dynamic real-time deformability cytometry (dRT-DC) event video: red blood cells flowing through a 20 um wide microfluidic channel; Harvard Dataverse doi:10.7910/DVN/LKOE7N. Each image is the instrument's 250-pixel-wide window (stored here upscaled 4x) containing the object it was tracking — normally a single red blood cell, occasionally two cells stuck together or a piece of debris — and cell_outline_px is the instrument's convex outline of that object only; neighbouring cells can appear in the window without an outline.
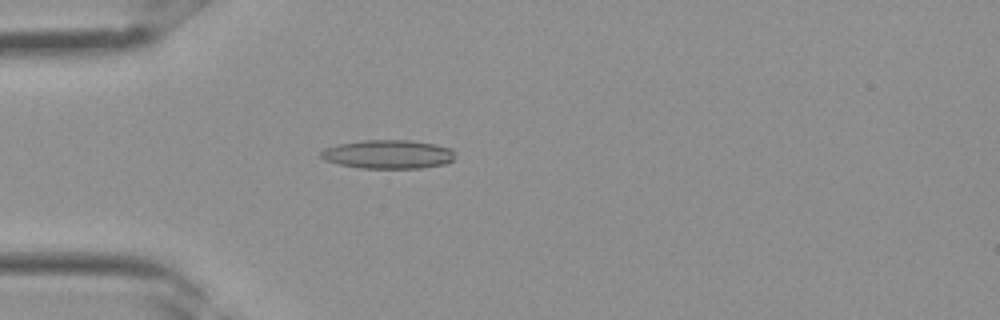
{"species": "Egyptian fruit bat (a non-hibernating species)", "species_latin": "Rousettus aegyptiacus", "temperature_condition": "room temperature", "stored_images_in_passage": 33, "camera_frame_rate_fps": 3000, "um_per_image_px": 0.085, "frame": {"image": 1, "passage_image": 9, "time_ms": 2.667, "image_size_px": [1000, 320], "cell_outline_px": [[456, 152], [452, 160], [444, 164], [420, 168], [360, 168], [340, 164], [324, 160], [320, 156], [320, 152], [324, 148], [340, 144], [364, 140], [408, 140], [432, 144], [452, 148]], "centroid_in_image_um": [32.99, 13.11], "position_along_channel_um": 52.0, "area_um2": 22.37}}
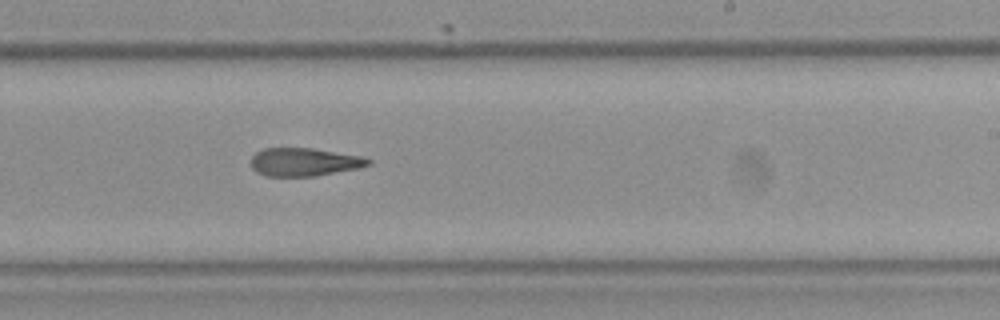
{"frame": {"image": 2, "passage_image": 20, "time_ms": 6.333, "image_size_px": [1000, 320], "cell_outline_px": [[372, 164], [360, 168], [316, 176], [264, 176], [256, 172], [252, 168], [252, 156], [256, 152], [264, 148], [312, 148], [364, 156], [372, 160]], "centroid_in_image_um": [25.9, 13.77], "position_along_channel_um": 263.1, "area_um2": 19.48}}
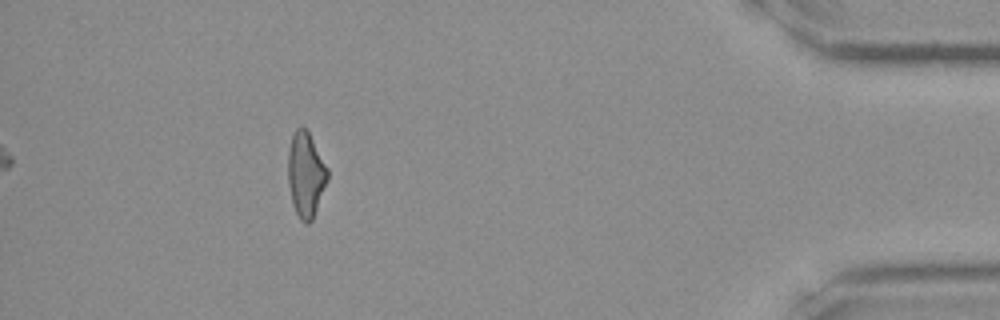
{"frame": {"image": 3, "passage_image": 30, "time_ms": 9.667, "image_size_px": [1000, 320], "cell_outline_px": [[328, 180], [312, 220], [308, 224], [304, 224], [300, 220], [292, 204], [288, 184], [288, 148], [292, 136], [296, 128], [304, 128], [308, 132], [328, 168]], "centroid_in_image_um": [25.98, 14.87], "position_along_channel_um": 409.2, "area_um2": 19.54}}